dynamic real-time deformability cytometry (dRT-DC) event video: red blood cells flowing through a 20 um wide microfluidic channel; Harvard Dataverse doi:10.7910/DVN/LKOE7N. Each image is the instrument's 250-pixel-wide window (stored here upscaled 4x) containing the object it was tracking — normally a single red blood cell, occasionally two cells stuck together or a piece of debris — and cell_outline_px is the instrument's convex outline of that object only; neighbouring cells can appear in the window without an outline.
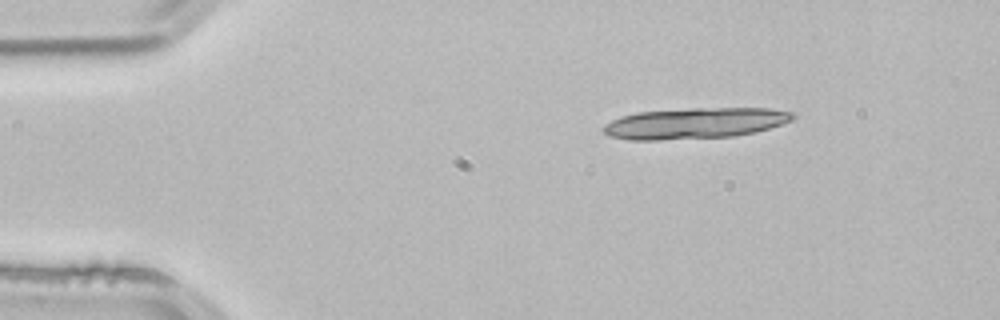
{"species": "common noctule bat (a hibernating species)", "species_latin": "Nyctalus noctula", "temperature_condition": "room temperature", "stored_images_in_passage": 4, "camera_frame_rate_fps": 3000, "um_per_image_px": 0.085, "animal": {"sex": "male", "body_mass_g": 21.5, "forearm_length_mm": 52.0}, "frame": {"image": 1, "passage_image": 4, "time_ms": 1.0, "image_size_px": [1000, 320], "cell_outline_px": [[796, 116], [792, 120], [768, 128], [752, 132], [732, 136], [660, 140], [628, 140], [608, 136], [604, 132], [604, 124], [620, 116], [636, 112], [692, 108], [768, 108], [792, 112]], "centroid_in_image_um": [59.02, 10.47], "position_along_channel_um": 26.0, "area_um2": 34.04}}